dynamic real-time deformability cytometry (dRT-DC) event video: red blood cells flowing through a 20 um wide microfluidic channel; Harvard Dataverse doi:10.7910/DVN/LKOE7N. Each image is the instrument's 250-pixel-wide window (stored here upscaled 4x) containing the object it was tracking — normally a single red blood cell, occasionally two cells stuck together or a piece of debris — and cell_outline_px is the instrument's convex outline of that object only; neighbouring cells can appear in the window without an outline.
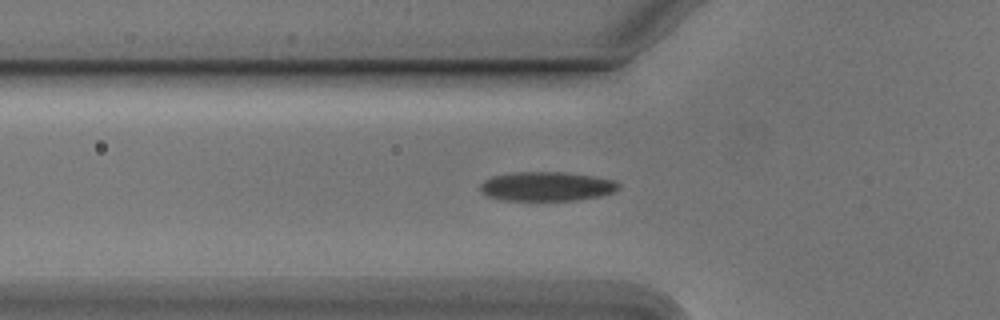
{"species": "Egyptian fruit bat (a non-hibernating species)", "species_latin": "Rousettus aegyptiacus", "temperature_condition": "cold", "stored_images_in_passage": 47, "camera_frame_rate_fps": 3000, "um_per_image_px": 0.085, "animal": {"sex": "male"}, "frame": {"image": 1, "passage_image": 18, "time_ms": 5.667, "image_size_px": [1000, 320], "cell_outline_px": [[620, 188], [616, 192], [600, 196], [576, 200], [500, 200], [488, 196], [480, 192], [480, 184], [484, 180], [492, 176], [516, 172], [564, 172], [592, 176], [616, 180], [620, 184]], "centroid_in_image_um": [46.49, 15.84], "position_along_channel_um": 79.3, "area_um2": 23.76}}
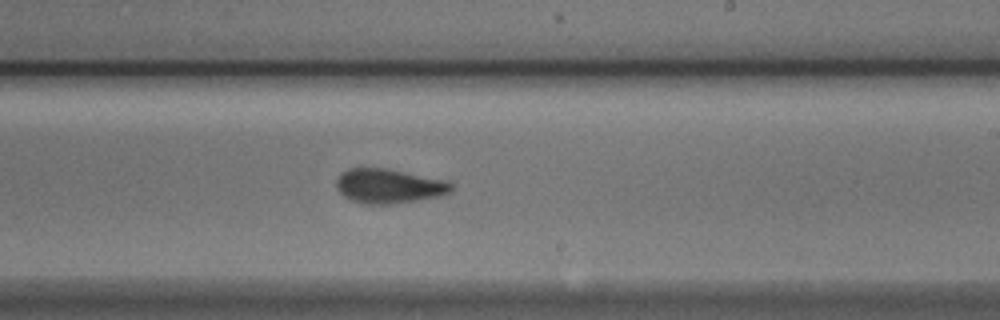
{"frame": {"image": 2, "passage_image": 32, "time_ms": 10.333, "image_size_px": [1000, 320], "cell_outline_px": [[452, 192], [440, 196], [392, 204], [364, 204], [352, 200], [344, 196], [336, 188], [336, 180], [340, 172], [348, 168], [384, 168], [448, 180], [452, 184]], "centroid_in_image_um": [33.05, 15.81], "position_along_channel_um": 256.0, "area_um2": 23.18}}
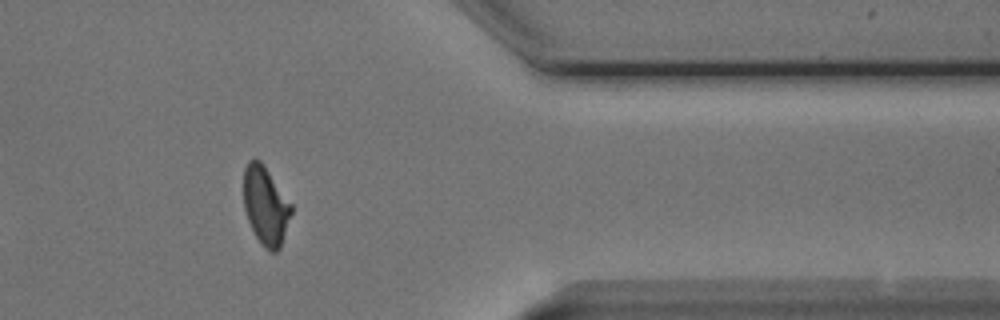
{"frame": {"image": 3, "passage_image": 44, "time_ms": 14.333, "image_size_px": [1000, 320], "cell_outline_px": [[292, 212], [280, 248], [276, 252], [272, 252], [256, 236], [248, 220], [244, 208], [244, 168], [248, 160], [260, 160], [292, 204]], "centroid_in_image_um": [22.58, 17.45], "position_along_channel_um": 388.8, "area_um2": 21.33}, "authors_computed_cell_mechanics": {"area_um2": 22.6576, "velocity_mm_per_s": 3.7767, "shape_relaxation_time_tau1_ms": 3.4941, "shape_relaxation_time_tau2_ms": 1.548, "deformation_change_tau1": 0.1422, "deformation_change_tau2": 0.0719}}